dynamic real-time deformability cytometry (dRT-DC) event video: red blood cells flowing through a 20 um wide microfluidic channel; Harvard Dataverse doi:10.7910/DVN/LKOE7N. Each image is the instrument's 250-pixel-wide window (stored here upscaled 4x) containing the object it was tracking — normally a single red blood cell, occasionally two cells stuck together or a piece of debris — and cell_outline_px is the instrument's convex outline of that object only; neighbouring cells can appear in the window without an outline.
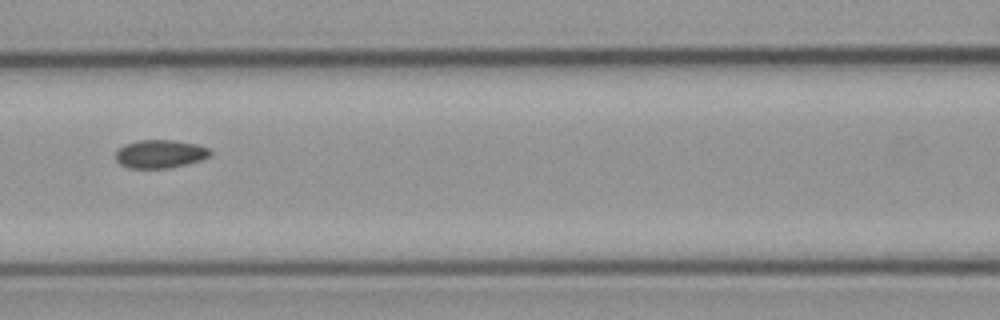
{"species": "common noctule bat (a hibernating species)", "species_latin": "Nyctalus noctula", "temperature_condition": "cold", "stored_images_in_passage": 9, "segment_of_instrument_passage": [2, 2], "camera_frame_rate_fps": 3000, "um_per_image_px": 0.085, "animal": {"sex": "male", "body_mass_g": 23.1, "forearm_length_mm": 52.7}, "frame": {"image": 1, "passage_image": 6, "time_ms": 7.0, "image_size_px": [1000, 320], "cell_outline_px": [[212, 156], [200, 160], [168, 168], [128, 168], [120, 164], [116, 160], [116, 152], [124, 144], [140, 140], [172, 140], [200, 144], [208, 148], [212, 152]], "centroid_in_image_um": [13.63, 13.08], "position_along_channel_um": 153.0, "area_um2": 15.61}}
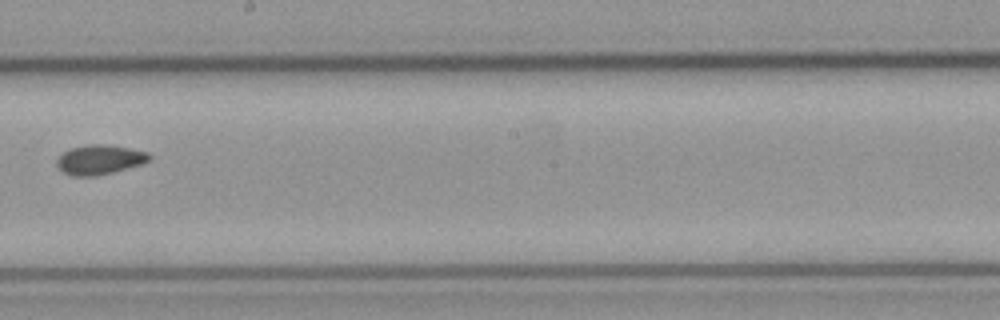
{"frame": {"image": 2, "passage_image": 8, "time_ms": 9.333, "image_size_px": [1000, 320], "cell_outline_px": [[152, 156], [148, 160], [140, 164], [112, 172], [96, 176], [72, 176], [64, 172], [56, 164], [56, 160], [64, 152], [72, 148], [84, 144], [108, 144], [132, 148], [148, 152]], "centroid_in_image_um": [8.47, 13.55], "position_along_channel_um": 239.7, "area_um2": 15.9}}
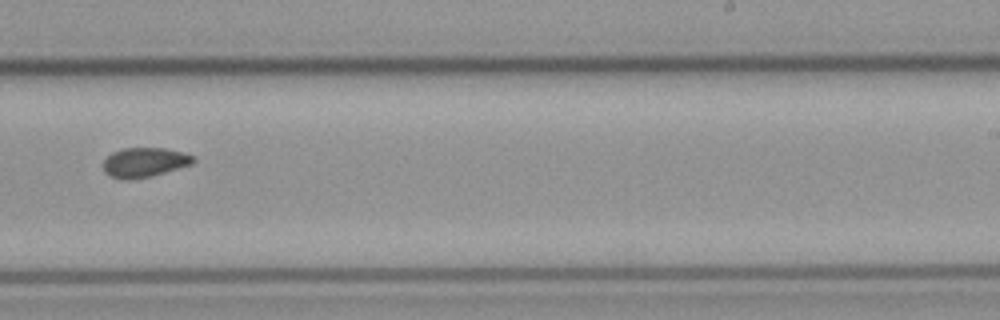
{"frame": {"image": 3, "passage_image": 9, "time_ms": 10.333, "image_size_px": [1000, 320], "cell_outline_px": [[196, 160], [192, 164], [152, 176], [124, 180], [112, 176], [104, 172], [104, 160], [112, 152], [124, 148], [168, 148], [184, 152], [196, 156]], "centroid_in_image_um": [12.33, 13.78], "position_along_channel_um": 276.7, "area_um2": 15.55}}